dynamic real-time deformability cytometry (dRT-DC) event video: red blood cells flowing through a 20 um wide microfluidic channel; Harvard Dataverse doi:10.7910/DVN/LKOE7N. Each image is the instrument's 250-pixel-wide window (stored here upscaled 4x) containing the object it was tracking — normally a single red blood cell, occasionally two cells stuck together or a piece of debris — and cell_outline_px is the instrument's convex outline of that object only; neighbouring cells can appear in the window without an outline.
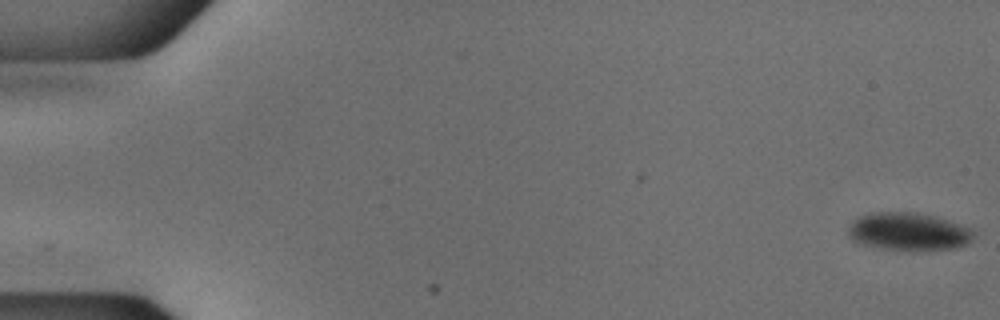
{"species": "common noctule bat (a hibernating species)", "species_latin": "Nyctalus noctula", "temperature_condition": "cold", "stored_images_in_passage": 52, "camera_frame_rate_fps": 3000, "um_per_image_px": 0.085, "animal": {"sex": "male", "body_mass_g": 18.8}, "frame": {"image": 1, "passage_image": 1, "time_ms": 0.0, "image_size_px": [1000, 320], "cell_outline_px": [[976, 236], [972, 240], [956, 248], [880, 248], [856, 244], [848, 236], [848, 224], [856, 216], [868, 212], [916, 212], [948, 220], [972, 228], [976, 232]], "centroid_in_image_um": [77.15, 19.64], "position_along_channel_um": 7.8, "area_um2": 27.57}}
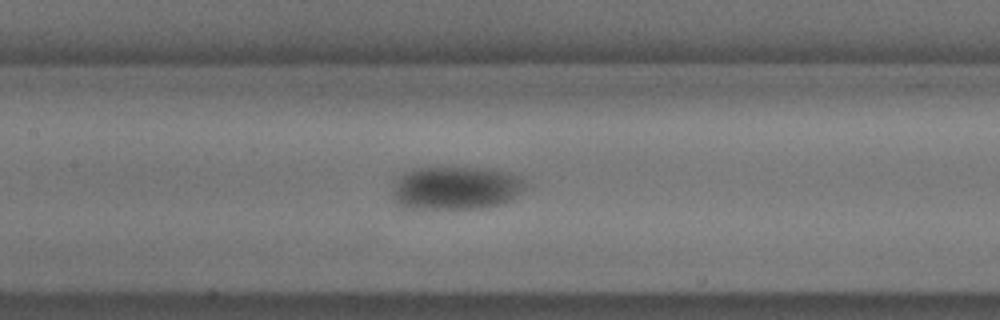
{"frame": {"image": 2, "passage_image": 26, "time_ms": 8.333, "image_size_px": [1000, 320], "cell_outline_px": [[524, 188], [512, 200], [504, 204], [480, 208], [400, 208], [392, 200], [392, 188], [396, 176], [404, 172], [416, 168], [476, 168], [508, 172], [524, 176]], "centroid_in_image_um": [38.69, 15.99], "position_along_channel_um": 168.7, "area_um2": 33.93}}
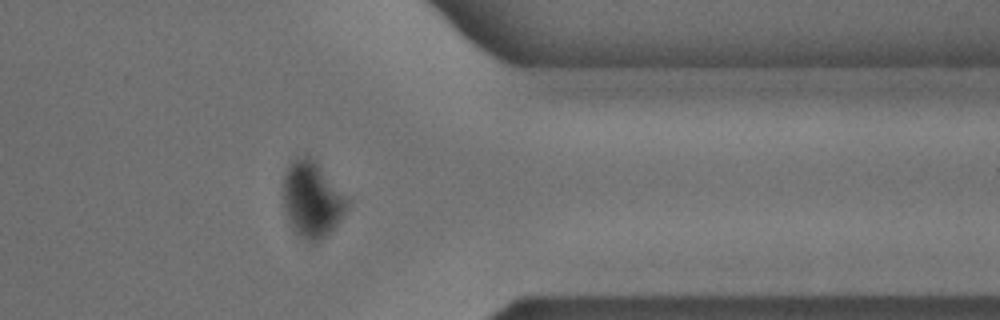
{"frame": {"image": 3, "passage_image": 44, "time_ms": 14.333, "image_size_px": [1000, 320], "cell_outline_px": [[348, 208], [336, 224], [316, 244], [300, 236], [292, 228], [288, 220], [284, 208], [284, 176], [288, 164], [296, 156], [304, 152], [316, 160], [348, 200]], "centroid_in_image_um": [26.49, 16.9], "position_along_channel_um": 384.9, "area_um2": 28.15}}